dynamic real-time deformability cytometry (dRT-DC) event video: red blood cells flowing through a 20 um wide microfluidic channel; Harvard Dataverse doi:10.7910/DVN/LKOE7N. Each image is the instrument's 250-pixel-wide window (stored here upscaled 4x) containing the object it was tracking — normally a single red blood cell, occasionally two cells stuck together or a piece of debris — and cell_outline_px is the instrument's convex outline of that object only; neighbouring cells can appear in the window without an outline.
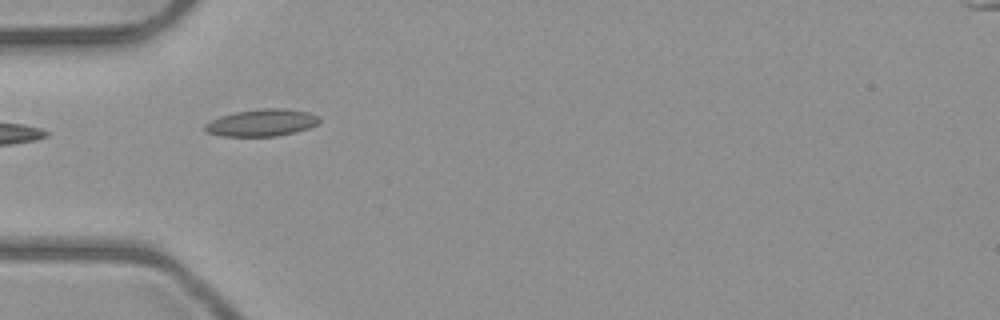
{"species": "common noctule bat (a hibernating species)", "species_latin": "Nyctalus noctula", "temperature_condition": "room temperature", "stored_images_in_passage": 4, "camera_frame_rate_fps": 3000, "um_per_image_px": 0.085, "animal": {"sex": "male", "body_mass_g": 23.1, "forearm_length_mm": 52.7}, "frame": {"image": 1, "passage_image": 2, "time_ms": 1.333, "image_size_px": [1000, 320], "cell_outline_px": [[320, 120], [316, 124], [308, 128], [296, 132], [276, 136], [224, 136], [208, 132], [204, 128], [204, 124], [220, 116], [236, 112], [260, 108], [284, 108], [308, 112], [320, 116]], "centroid_in_image_um": [22.27, 10.42], "position_along_channel_um": 62.7, "area_um2": 17.98}}
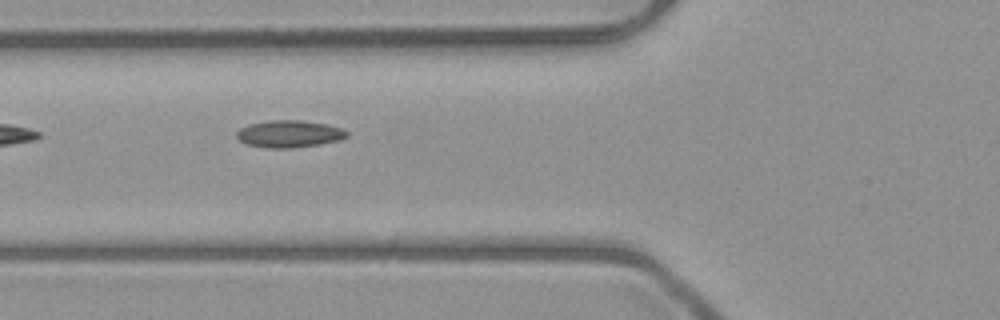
{"frame": {"image": 2, "passage_image": 3, "time_ms": 2.333, "image_size_px": [1000, 320], "cell_outline_px": [[348, 136], [340, 140], [320, 144], [292, 148], [264, 148], [244, 144], [236, 136], [236, 132], [240, 128], [248, 124], [272, 120], [300, 120], [328, 124], [340, 128], [348, 132]], "centroid_in_image_um": [24.56, 11.38], "position_along_channel_um": 101.2, "area_um2": 17.57}}
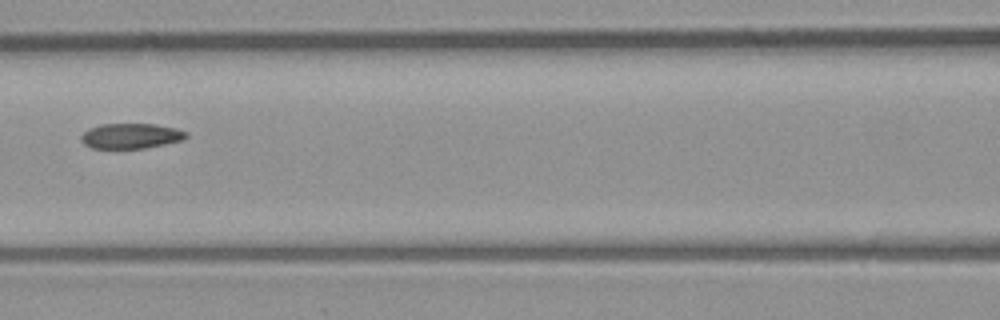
{"frame": {"image": 3, "passage_image": 4, "time_ms": 3.667, "image_size_px": [1000, 320], "cell_outline_px": [[188, 136], [184, 140], [144, 148], [92, 148], [84, 144], [80, 140], [80, 136], [88, 128], [100, 124], [156, 124], [176, 128], [188, 132]], "centroid_in_image_um": [11.13, 11.55], "position_along_channel_um": 155.5, "area_um2": 15.55}}